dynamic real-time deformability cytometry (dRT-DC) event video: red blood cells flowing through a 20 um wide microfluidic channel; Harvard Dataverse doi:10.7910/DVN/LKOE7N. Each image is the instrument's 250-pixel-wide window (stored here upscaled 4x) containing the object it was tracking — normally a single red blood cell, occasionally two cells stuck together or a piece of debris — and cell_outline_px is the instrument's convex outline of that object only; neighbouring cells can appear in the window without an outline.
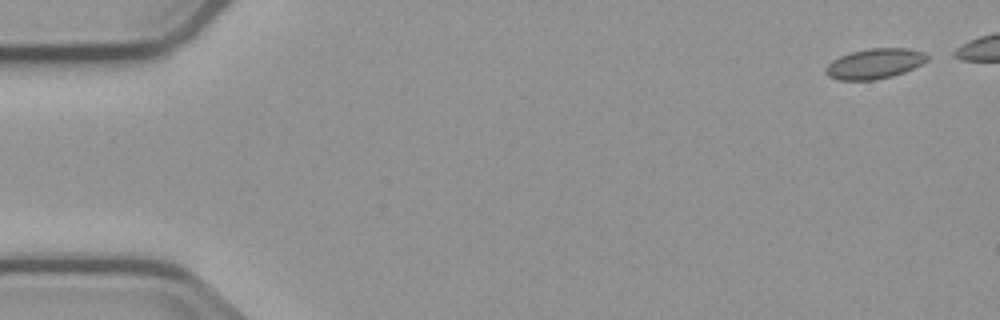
{"species": "common noctule bat (a hibernating species)", "species_latin": "Nyctalus noctula", "temperature_condition": "cold", "stored_images_in_passage": 5, "camera_frame_rate_fps": 3000, "um_per_image_px": 0.085, "animal": {"sex": "male", "body_mass_g": 23.1, "forearm_length_mm": 52.7}, "frame": {"image": 1, "passage_image": 1, "time_ms": 0.0, "image_size_px": [1000, 320], "cell_outline_px": [[928, 60], [904, 72], [892, 76], [876, 80], [840, 80], [828, 76], [824, 72], [824, 68], [832, 60], [840, 56], [852, 52], [868, 48], [908, 48], [924, 52], [928, 56]], "centroid_in_image_um": [74.32, 5.41], "position_along_channel_um": 10.7, "area_um2": 17.86}}